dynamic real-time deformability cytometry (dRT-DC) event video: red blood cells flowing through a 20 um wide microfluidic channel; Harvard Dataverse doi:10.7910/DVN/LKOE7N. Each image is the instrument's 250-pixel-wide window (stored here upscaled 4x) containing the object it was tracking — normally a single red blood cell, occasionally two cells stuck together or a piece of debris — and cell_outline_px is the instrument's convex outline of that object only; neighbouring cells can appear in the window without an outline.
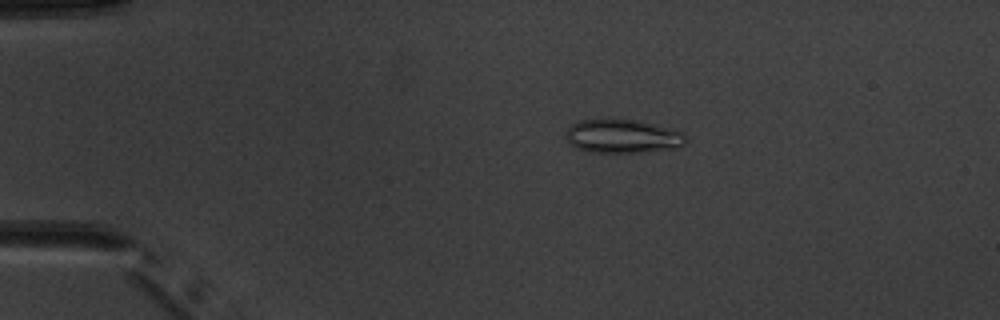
{"species": "common noctule bat (a hibernating species)", "species_latin": "Nyctalus noctula", "temperature_condition": "warm", "stored_images_in_passage": 3, "camera_frame_rate_fps": 3000, "um_per_image_px": 0.085, "animal": {"sex": "male", "body_mass_g": 20.1, "forearm_length_mm": 53.5}, "frame": {"image": 1, "passage_image": 2, "time_ms": 1.0, "image_size_px": [1000, 320], "cell_outline_px": [[688, 140], [684, 144], [676, 148], [636, 152], [588, 152], [576, 148], [564, 136], [568, 128], [572, 124], [580, 120], [636, 120], [684, 132], [688, 136]], "centroid_in_image_um": [52.94, 11.59], "position_along_channel_um": 32.1, "area_um2": 23.29}}